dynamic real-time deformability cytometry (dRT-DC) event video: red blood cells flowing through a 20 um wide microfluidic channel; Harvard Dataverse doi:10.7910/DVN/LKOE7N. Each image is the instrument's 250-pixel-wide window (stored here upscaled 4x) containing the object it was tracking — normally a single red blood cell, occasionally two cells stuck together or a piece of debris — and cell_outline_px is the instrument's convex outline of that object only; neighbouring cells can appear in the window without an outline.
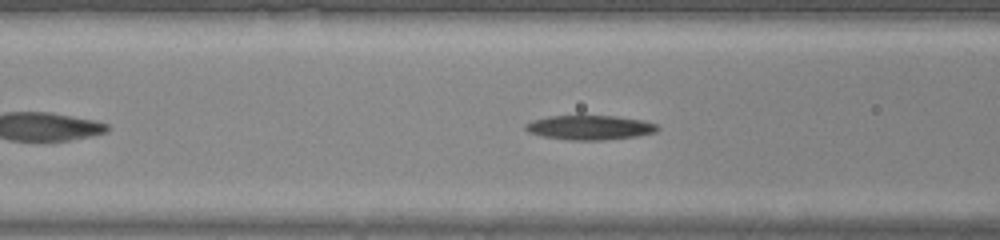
{"species": "common noctule bat (a hibernating species)", "species_latin": "Nyctalus noctula", "temperature_condition": "warm", "stored_images_in_passage": 36, "camera_frame_rate_fps": 3000, "um_per_image_px": 0.085, "animal": {"sex": "male", "body_mass_g": 20.0, "forearm_length_mm": 53.3}, "frame": {"image": 1, "passage_image": 8, "time_ms": 2.333, "image_size_px": [1000, 240], "cell_outline_px": [[660, 128], [656, 132], [636, 136], [600, 140], [572, 140], [544, 136], [528, 132], [524, 128], [524, 124], [548, 116], [616, 116], [640, 120], [656, 124]], "centroid_in_image_um": [50.14, 10.84], "position_along_channel_um": 116.5, "area_um2": 18.5}}
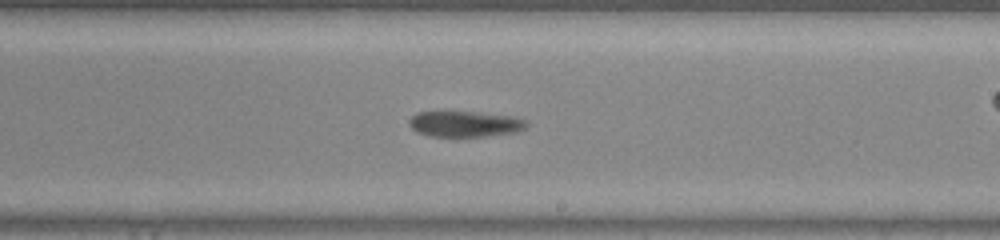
{"frame": {"image": 2, "passage_image": 17, "time_ms": 5.333, "image_size_px": [1000, 240], "cell_outline_px": [[528, 124], [524, 128], [512, 132], [484, 136], [432, 136], [416, 132], [408, 124], [408, 120], [416, 112], [480, 112], [508, 116], [524, 120]], "centroid_in_image_um": [39.44, 10.53], "position_along_channel_um": 249.6, "area_um2": 17.28}}
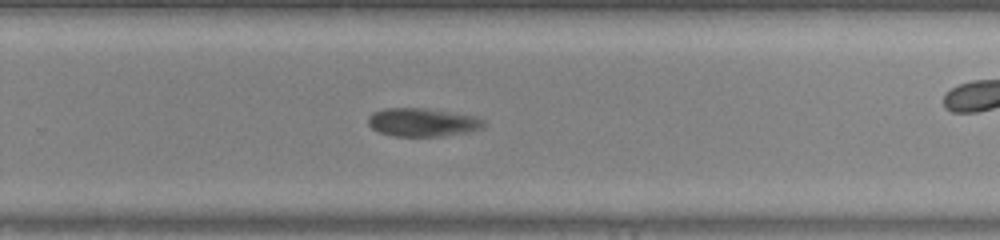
{"frame": {"image": 3, "passage_image": 20, "time_ms": 6.333, "image_size_px": [1000, 240], "cell_outline_px": [[484, 124], [480, 128], [472, 132], [444, 136], [392, 136], [380, 132], [372, 128], [368, 124], [368, 116], [372, 112], [384, 108], [424, 108], [472, 116], [484, 120]], "centroid_in_image_um": [35.87, 10.4], "position_along_channel_um": 293.9, "area_um2": 19.02}}